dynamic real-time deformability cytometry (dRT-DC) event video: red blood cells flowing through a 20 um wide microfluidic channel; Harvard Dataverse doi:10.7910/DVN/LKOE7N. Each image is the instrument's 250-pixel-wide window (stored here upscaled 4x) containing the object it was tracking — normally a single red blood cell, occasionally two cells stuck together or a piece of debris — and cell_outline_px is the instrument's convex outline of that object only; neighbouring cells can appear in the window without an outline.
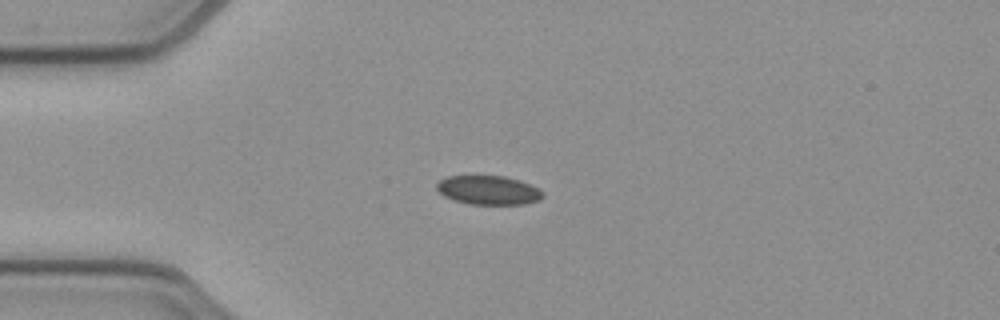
{"species": "common noctule bat (a hibernating species)", "species_latin": "Nyctalus noctula", "temperature_condition": "cold", "stored_images_in_passage": 36, "camera_frame_rate_fps": 3000, "um_per_image_px": 0.085, "animal": {"sex": "female", "body_mass_g": 21.9}, "frame": {"image": 1, "passage_image": 13, "time_ms": 4.0, "image_size_px": [1000, 320], "cell_outline_px": [[544, 196], [540, 200], [524, 204], [468, 204], [452, 200], [444, 196], [436, 188], [436, 184], [440, 180], [448, 176], [504, 176], [528, 184], [544, 192]], "centroid_in_image_um": [41.49, 16.17], "position_along_channel_um": 43.5, "area_um2": 17.8}}
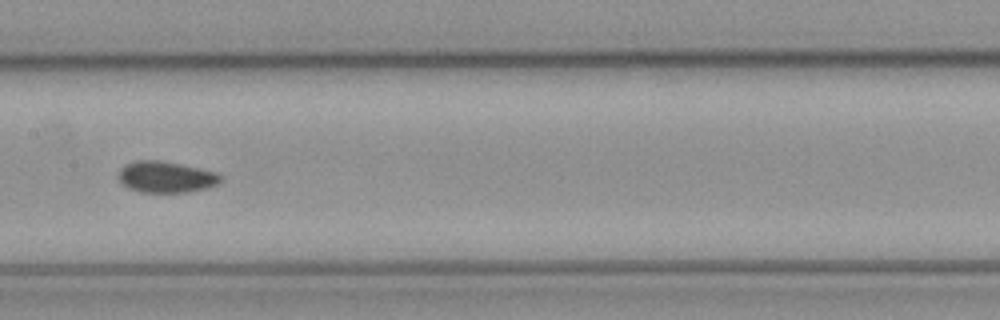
{"frame": {"image": 2, "passage_image": 26, "time_ms": 8.333, "image_size_px": [1000, 320], "cell_outline_px": [[224, 176], [220, 184], [208, 188], [188, 192], [140, 192], [128, 188], [120, 184], [116, 176], [120, 168], [124, 164], [136, 160], [160, 160], [180, 164], [216, 172]], "centroid_in_image_um": [14.08, 15.05], "position_along_channel_um": 193.3, "area_um2": 19.07}}
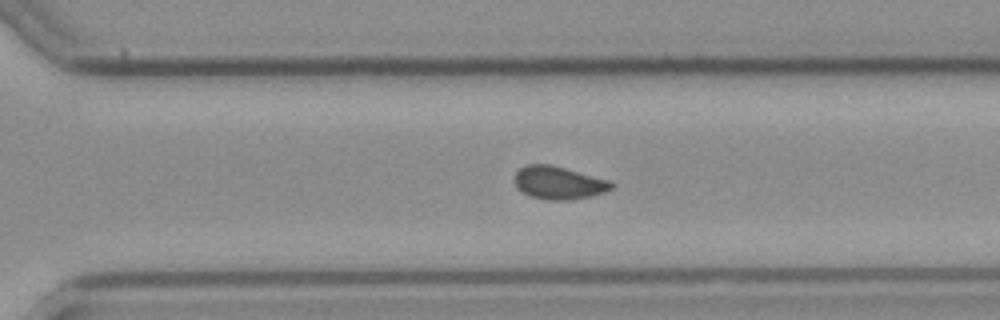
{"frame": {"image": 3, "passage_image": 36, "time_ms": 11.667, "image_size_px": [1000, 320], "cell_outline_px": [[616, 184], [612, 188], [604, 192], [592, 196], [568, 200], [548, 200], [528, 196], [516, 188], [516, 172], [520, 168], [528, 164], [552, 164], [612, 180]], "centroid_in_image_um": [47.53, 15.53], "position_along_channel_um": 323.1, "area_um2": 18.9}}